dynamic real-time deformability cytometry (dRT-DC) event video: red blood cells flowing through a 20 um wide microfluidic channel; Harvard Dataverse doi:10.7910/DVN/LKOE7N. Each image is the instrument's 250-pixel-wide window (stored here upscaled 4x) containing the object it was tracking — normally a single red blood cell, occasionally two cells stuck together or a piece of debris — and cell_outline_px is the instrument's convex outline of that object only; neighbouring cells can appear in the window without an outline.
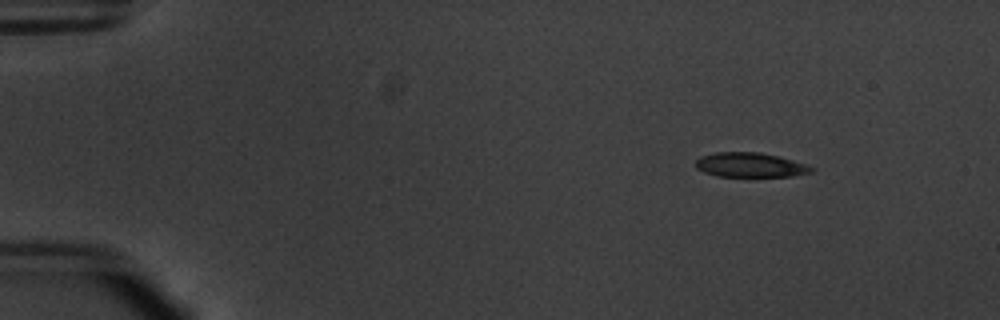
{"species": "common noctule bat (a hibernating species)", "species_latin": "Nyctalus noctula", "temperature_condition": "warm", "stored_images_in_passage": 53, "camera_frame_rate_fps": 3000, "um_per_image_px": 0.085, "animal": {"sex": "male", "body_mass_g": 20.1, "forearm_length_mm": 53.5}, "frame": {"image": 1, "passage_image": 6, "time_ms": 1.667, "image_size_px": [1000, 320], "cell_outline_px": [[816, 168], [812, 172], [792, 176], [716, 176], [704, 172], [696, 168], [696, 160], [700, 156], [716, 152], [760, 152], [792, 160]], "centroid_in_image_um": [63.74, 14.02], "position_along_channel_um": 21.3, "area_um2": 16.42}}
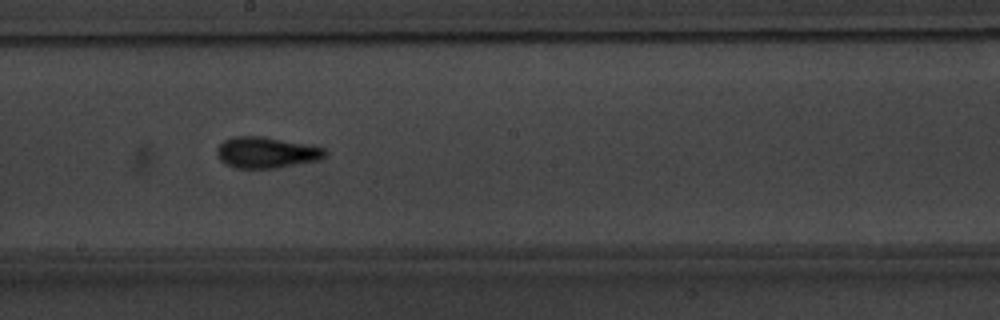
{"frame": {"image": 2, "passage_image": 30, "time_ms": 9.667, "image_size_px": [1000, 320], "cell_outline_px": [[328, 152], [324, 156], [316, 160], [276, 168], [236, 168], [224, 164], [220, 160], [216, 152], [216, 148], [224, 140], [232, 136], [264, 136], [324, 148]], "centroid_in_image_um": [22.57, 12.96], "position_along_channel_um": 225.6, "area_um2": 19.48}}
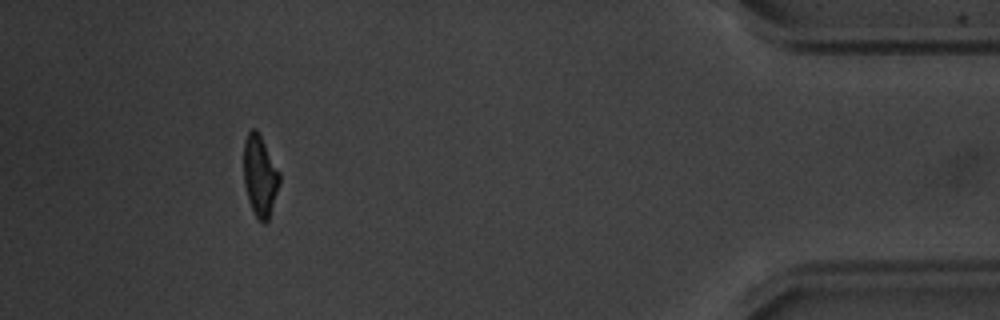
{"frame": {"image": 3, "passage_image": 49, "time_ms": 16.0, "image_size_px": [1000, 320], "cell_outline_px": [[280, 184], [268, 220], [264, 224], [256, 216], [248, 200], [244, 184], [244, 140], [248, 132], [252, 128], [256, 128], [260, 132], [280, 172]], "centroid_in_image_um": [22.1, 14.89], "position_along_channel_um": 413.1, "area_um2": 17.11}, "authors_computed_cell_mechanics": {"area_um2": 17.7446, "velocity_mm_per_s": 3.7993, "shape_relaxation_time_tau1_ms": 4.903, "shape_relaxation_time_tau2_ms": 2.0152, "deformation_change_tau1": 0.1875, "deformation_change_tau2": 0.092}}